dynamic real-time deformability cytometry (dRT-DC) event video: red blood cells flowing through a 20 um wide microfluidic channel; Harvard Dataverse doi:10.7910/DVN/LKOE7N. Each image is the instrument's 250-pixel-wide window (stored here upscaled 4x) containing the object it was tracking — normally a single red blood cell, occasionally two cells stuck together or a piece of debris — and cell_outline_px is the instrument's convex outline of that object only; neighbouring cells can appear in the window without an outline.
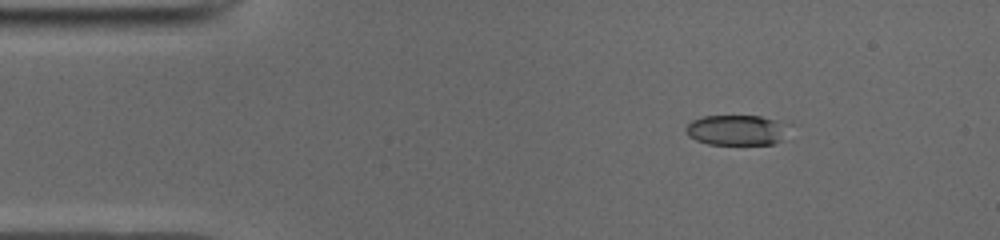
{"species": "common noctule bat (a hibernating species)", "species_latin": "Nyctalus noctula", "temperature_condition": "cold", "stored_images_in_passage": 46, "camera_frame_rate_fps": 3000, "um_per_image_px": 0.085, "animal": {"sex": "male", "body_mass_g": 19.0, "forearm_length_mm": 50.8}, "frame": {"image": 1, "passage_image": 3, "time_ms": 0.667, "image_size_px": [1000, 240], "cell_outline_px": [[780, 140], [772, 144], [708, 144], [696, 140], [688, 136], [684, 128], [692, 120], [704, 116], [760, 116], [772, 120]], "centroid_in_image_um": [62.29, 11.07], "position_along_channel_um": 22.7, "area_um2": 16.82}}
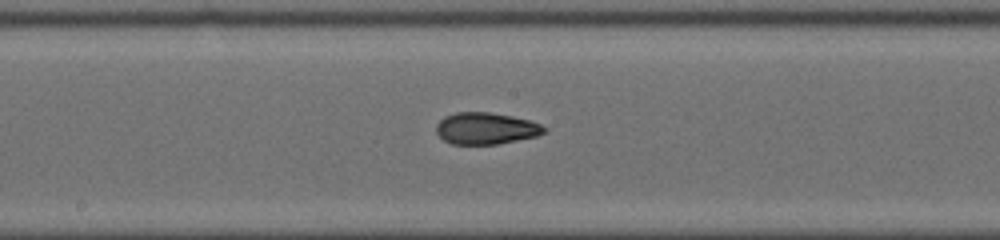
{"frame": {"image": 2, "passage_image": 22, "time_ms": 7.0, "image_size_px": [1000, 240], "cell_outline_px": [[548, 128], [544, 132], [536, 136], [496, 144], [452, 144], [444, 140], [436, 132], [436, 124], [444, 116], [456, 112], [488, 112], [512, 116], [528, 120], [540, 124]], "centroid_in_image_um": [41.28, 10.91], "position_along_channel_um": 206.9, "area_um2": 19.83}}
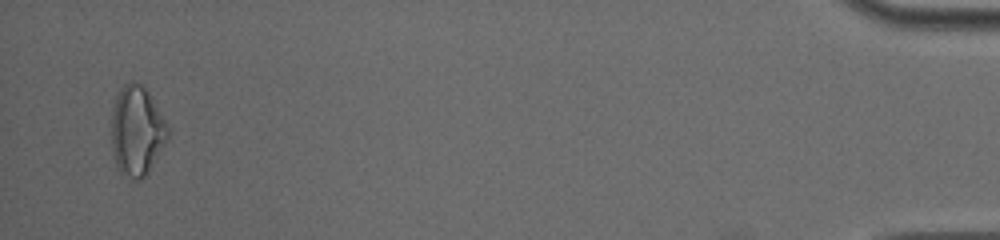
{"frame": {"image": 3, "passage_image": 45, "time_ms": 14.667, "image_size_px": [1000, 240], "cell_outline_px": [[168, 140], [148, 172], [140, 180], [120, 176], [112, 152], [112, 108], [116, 92], [124, 84], [132, 80], [136, 80], [148, 92], [168, 124]], "centroid_in_image_um": [11.61, 11.12], "position_along_channel_um": 423.6, "area_um2": 29.82}, "authors_computed_cell_mechanics": {"area_um2": 20.1722, "velocity_mm_per_s": 3.964, "shape_relaxation_time_tau1_ms": 5.8291, "shape_relaxation_time_tau2_ms": 1.9824, "deformation_change_tau1": 0.1831, "deformation_change_tau2": 0.0768}}